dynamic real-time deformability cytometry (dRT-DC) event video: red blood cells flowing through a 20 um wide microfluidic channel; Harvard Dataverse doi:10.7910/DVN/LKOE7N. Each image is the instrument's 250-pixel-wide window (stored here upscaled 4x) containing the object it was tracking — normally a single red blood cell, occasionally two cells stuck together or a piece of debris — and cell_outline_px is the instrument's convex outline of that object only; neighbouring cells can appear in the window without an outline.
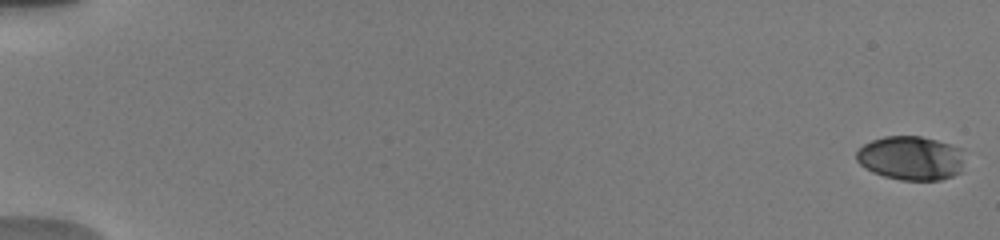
{"species": "human", "species_latin": "Homo sapiens", "temperature_condition": "warm", "stored_images_in_passage": 32, "camera_frame_rate_fps": 3000, "um_per_image_px": 0.085, "donor": {"sex": "male"}, "frame": {"image": 1, "passage_image": 1, "time_ms": 0.0, "image_size_px": [1000, 240], "cell_outline_px": [[964, 148], [960, 172], [952, 176], [940, 180], [900, 180], [884, 176], [872, 172], [864, 168], [856, 160], [856, 152], [864, 144], [872, 140], [884, 136], [920, 136], [936, 140]], "centroid_in_image_um": [77.42, 13.43], "position_along_channel_um": 7.6, "area_um2": 27.92}}
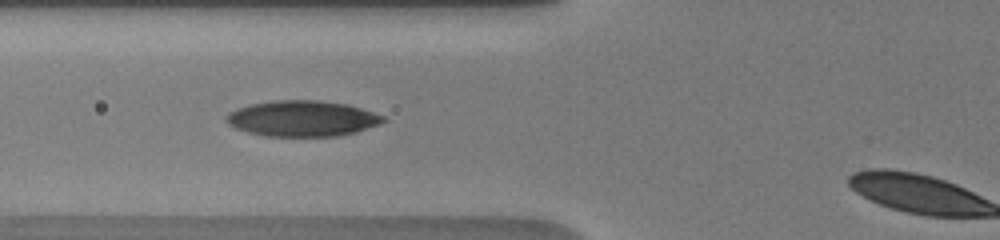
{"frame": {"image": 2, "passage_image": 10, "time_ms": 7.333, "image_size_px": [1000, 240], "cell_outline_px": [[388, 120], [380, 124], [356, 132], [340, 136], [264, 136], [248, 132], [236, 128], [228, 124], [224, 120], [224, 116], [228, 112], [236, 108], [252, 104], [272, 100], [320, 100], [348, 104], [384, 116]], "centroid_in_image_um": [25.68, 10.07], "position_along_channel_um": 100.1, "area_um2": 33.0}}
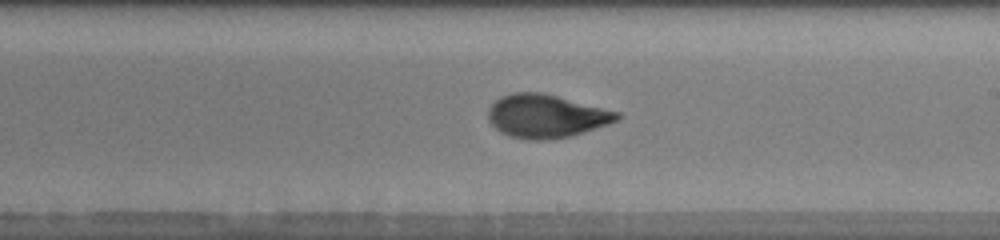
{"frame": {"image": 3, "passage_image": 21, "time_ms": 11.0, "image_size_px": [1000, 240], "cell_outline_px": [[624, 116], [608, 124], [568, 136], [544, 140], [532, 140], [512, 136], [500, 132], [488, 120], [488, 108], [500, 96], [512, 92], [544, 92], [620, 112]], "centroid_in_image_um": [46.41, 9.84], "position_along_channel_um": 242.6, "area_um2": 32.43}}